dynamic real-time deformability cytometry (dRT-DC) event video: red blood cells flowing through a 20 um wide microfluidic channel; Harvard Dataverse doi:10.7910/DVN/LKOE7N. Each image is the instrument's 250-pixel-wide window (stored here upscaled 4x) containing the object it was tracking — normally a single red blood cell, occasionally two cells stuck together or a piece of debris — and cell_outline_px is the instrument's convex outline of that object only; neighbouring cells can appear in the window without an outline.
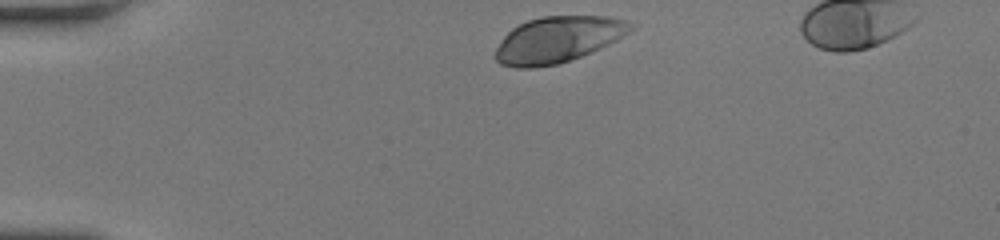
{"species": "human", "species_latin": "Homo sapiens", "temperature_condition": "room temperature", "stored_images_in_passage": 29, "camera_frame_rate_fps": 3000, "um_per_image_px": 0.085, "donor": {"sex": "female"}, "frame": {"image": 1, "passage_image": 1, "time_ms": 0.0, "image_size_px": [1000, 240], "cell_outline_px": [[636, 28], [616, 40], [608, 44], [580, 56], [556, 64], [532, 68], [516, 68], [500, 64], [496, 60], [496, 48], [504, 36], [512, 28], [528, 20], [544, 16], [608, 16], [624, 20], [636, 24]], "centroid_in_image_um": [47.43, 3.35], "position_along_channel_um": 37.6, "area_um2": 36.07}}
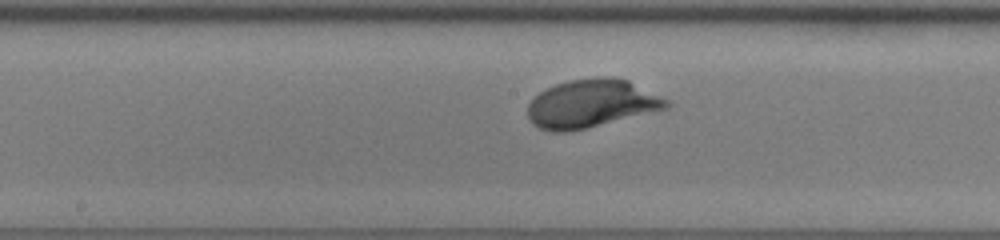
{"frame": {"image": 2, "passage_image": 15, "time_ms": 4.667, "image_size_px": [1000, 240], "cell_outline_px": [[672, 104], [668, 108], [584, 128], [564, 132], [552, 132], [540, 128], [532, 124], [528, 116], [528, 104], [540, 92], [556, 84], [568, 80], [596, 76], [608, 76], [628, 80], [668, 100]], "centroid_in_image_um": [50.25, 8.79], "position_along_channel_um": 197.9, "area_um2": 38.55}}
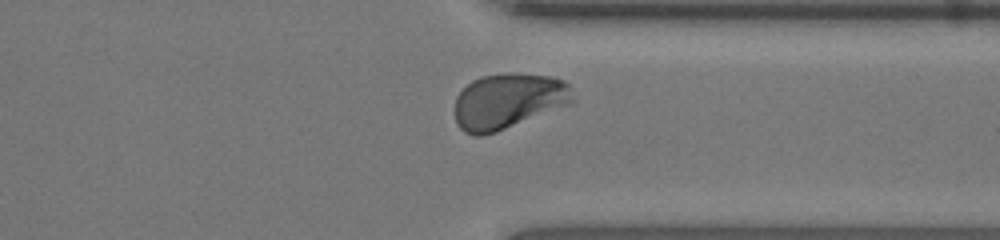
{"frame": {"image": 3, "passage_image": 26, "time_ms": 8.333, "image_size_px": [1000, 240], "cell_outline_px": [[572, 104], [496, 132], [480, 136], [472, 136], [464, 132], [456, 124], [456, 96], [472, 80], [480, 76], [508, 72], [512, 72], [552, 76], [564, 80], [568, 84], [572, 100]], "centroid_in_image_um": [43.19, 8.59], "position_along_channel_um": 368.2, "area_um2": 38.38}}